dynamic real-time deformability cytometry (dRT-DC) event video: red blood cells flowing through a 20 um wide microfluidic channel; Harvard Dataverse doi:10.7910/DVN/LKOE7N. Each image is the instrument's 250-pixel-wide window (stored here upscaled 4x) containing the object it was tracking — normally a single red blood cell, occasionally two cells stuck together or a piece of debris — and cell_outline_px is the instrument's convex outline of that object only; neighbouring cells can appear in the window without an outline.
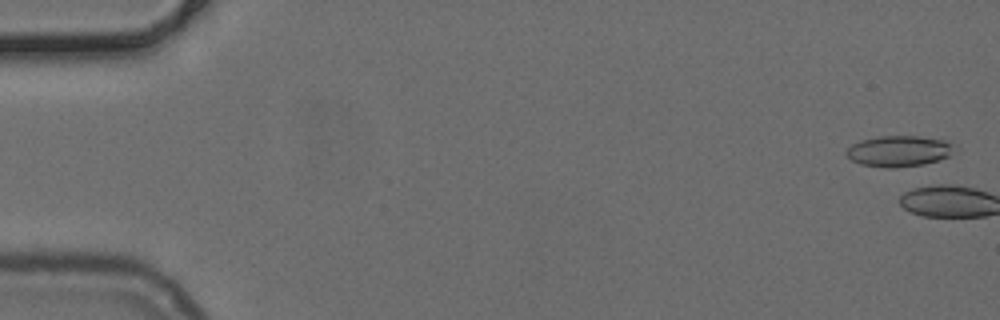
{"species": "common noctule bat (a hibernating species)", "species_latin": "Nyctalus noctula", "temperature_condition": "cold", "stored_images_in_passage": 4, "camera_frame_rate_fps": 3000, "um_per_image_px": 0.085, "animal": {"sex": "female", "body_mass_g": 24.6, "forearm_length_mm": 56.2}, "frame": {"image": 1, "passage_image": 2, "time_ms": 0.333, "image_size_px": [1000, 320], "cell_outline_px": [[960, 148], [948, 156], [940, 160], [924, 164], [892, 168], [888, 168], [860, 164], [852, 160], [844, 152], [852, 144], [860, 140], [876, 136], [920, 136], [944, 140], [956, 144]], "centroid_in_image_um": [76.46, 12.83], "position_along_channel_um": 8.5, "area_um2": 19.83}}